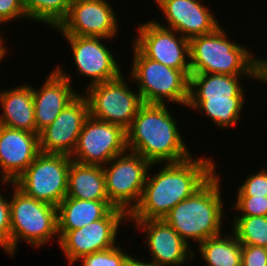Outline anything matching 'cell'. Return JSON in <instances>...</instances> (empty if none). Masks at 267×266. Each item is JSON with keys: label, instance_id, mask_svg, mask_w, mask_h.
I'll use <instances>...</instances> for the list:
<instances>
[{"label": "cell", "instance_id": "6da1fadb", "mask_svg": "<svg viewBox=\"0 0 267 266\" xmlns=\"http://www.w3.org/2000/svg\"><path fill=\"white\" fill-rule=\"evenodd\" d=\"M215 162L212 157L193 155L185 161L163 163V166L152 163L141 200L129 214V220L164 219L174 206L194 195L218 172ZM154 165L161 167L150 173Z\"/></svg>", "mask_w": 267, "mask_h": 266}, {"label": "cell", "instance_id": "7a4b0ae2", "mask_svg": "<svg viewBox=\"0 0 267 266\" xmlns=\"http://www.w3.org/2000/svg\"><path fill=\"white\" fill-rule=\"evenodd\" d=\"M167 104L143 103L126 130L127 148L152 163H178L193 154Z\"/></svg>", "mask_w": 267, "mask_h": 266}, {"label": "cell", "instance_id": "3957f363", "mask_svg": "<svg viewBox=\"0 0 267 266\" xmlns=\"http://www.w3.org/2000/svg\"><path fill=\"white\" fill-rule=\"evenodd\" d=\"M216 173L194 195L179 202L164 217L180 237L192 248L208 238L222 234L225 216L220 174ZM224 216V217H223ZM192 241V242H190ZM192 245V246H191Z\"/></svg>", "mask_w": 267, "mask_h": 266}, {"label": "cell", "instance_id": "277c9868", "mask_svg": "<svg viewBox=\"0 0 267 266\" xmlns=\"http://www.w3.org/2000/svg\"><path fill=\"white\" fill-rule=\"evenodd\" d=\"M226 30L220 25L189 40L191 74L257 75L258 56L250 47L230 39Z\"/></svg>", "mask_w": 267, "mask_h": 266}, {"label": "cell", "instance_id": "5b68a950", "mask_svg": "<svg viewBox=\"0 0 267 266\" xmlns=\"http://www.w3.org/2000/svg\"><path fill=\"white\" fill-rule=\"evenodd\" d=\"M12 194L9 197L11 232L10 257L14 258L19 242H25L32 248L44 247L56 239L59 243L57 206L38 201L18 189L13 183L2 182ZM13 187V188H12ZM11 198V199H10ZM56 236V237H55ZM55 237V238H54Z\"/></svg>", "mask_w": 267, "mask_h": 266}, {"label": "cell", "instance_id": "8992f818", "mask_svg": "<svg viewBox=\"0 0 267 266\" xmlns=\"http://www.w3.org/2000/svg\"><path fill=\"white\" fill-rule=\"evenodd\" d=\"M127 80L135 82L143 103L187 105L191 70H177L147 58L134 44Z\"/></svg>", "mask_w": 267, "mask_h": 266}, {"label": "cell", "instance_id": "52a82bcc", "mask_svg": "<svg viewBox=\"0 0 267 266\" xmlns=\"http://www.w3.org/2000/svg\"><path fill=\"white\" fill-rule=\"evenodd\" d=\"M71 161L68 155L40 152L13 184L38 201L58 206L67 196Z\"/></svg>", "mask_w": 267, "mask_h": 266}, {"label": "cell", "instance_id": "ba28073f", "mask_svg": "<svg viewBox=\"0 0 267 266\" xmlns=\"http://www.w3.org/2000/svg\"><path fill=\"white\" fill-rule=\"evenodd\" d=\"M125 77L122 73L114 80L92 85L81 92L88 101L90 116L127 130L143 102L137 88L132 89Z\"/></svg>", "mask_w": 267, "mask_h": 266}, {"label": "cell", "instance_id": "9c48e42d", "mask_svg": "<svg viewBox=\"0 0 267 266\" xmlns=\"http://www.w3.org/2000/svg\"><path fill=\"white\" fill-rule=\"evenodd\" d=\"M151 163L127 150L103 166L109 202L128 215L139 204Z\"/></svg>", "mask_w": 267, "mask_h": 266}, {"label": "cell", "instance_id": "30bf717a", "mask_svg": "<svg viewBox=\"0 0 267 266\" xmlns=\"http://www.w3.org/2000/svg\"><path fill=\"white\" fill-rule=\"evenodd\" d=\"M129 224V215L122 209L113 208L104 218L80 229L58 230V246L64 253L68 266H73L81 257L118 245L117 238L122 223Z\"/></svg>", "mask_w": 267, "mask_h": 266}, {"label": "cell", "instance_id": "8fae6325", "mask_svg": "<svg viewBox=\"0 0 267 266\" xmlns=\"http://www.w3.org/2000/svg\"><path fill=\"white\" fill-rule=\"evenodd\" d=\"M127 150V134L123 127L89 115L70 157L80 164L103 167Z\"/></svg>", "mask_w": 267, "mask_h": 266}, {"label": "cell", "instance_id": "7c38bea8", "mask_svg": "<svg viewBox=\"0 0 267 266\" xmlns=\"http://www.w3.org/2000/svg\"><path fill=\"white\" fill-rule=\"evenodd\" d=\"M66 39L71 56L76 66L77 74L84 78H90L86 88L92 85L107 82L118 78L122 72V66L118 63V56L113 53L107 43L114 39L91 36L61 35ZM110 49V50H109ZM117 59V60H116Z\"/></svg>", "mask_w": 267, "mask_h": 266}, {"label": "cell", "instance_id": "4fadbf2b", "mask_svg": "<svg viewBox=\"0 0 267 266\" xmlns=\"http://www.w3.org/2000/svg\"><path fill=\"white\" fill-rule=\"evenodd\" d=\"M136 29L132 44L147 58L177 70H191L189 39L150 19Z\"/></svg>", "mask_w": 267, "mask_h": 266}, {"label": "cell", "instance_id": "5bb4252c", "mask_svg": "<svg viewBox=\"0 0 267 266\" xmlns=\"http://www.w3.org/2000/svg\"><path fill=\"white\" fill-rule=\"evenodd\" d=\"M108 0H72L65 20L54 29L61 35L116 39L119 18Z\"/></svg>", "mask_w": 267, "mask_h": 266}, {"label": "cell", "instance_id": "9a60e30c", "mask_svg": "<svg viewBox=\"0 0 267 266\" xmlns=\"http://www.w3.org/2000/svg\"><path fill=\"white\" fill-rule=\"evenodd\" d=\"M129 222L134 223L138 232H145L144 245L150 253L149 261L155 266H184L196 257L194 249L197 248H191L163 219Z\"/></svg>", "mask_w": 267, "mask_h": 266}, {"label": "cell", "instance_id": "2e32d148", "mask_svg": "<svg viewBox=\"0 0 267 266\" xmlns=\"http://www.w3.org/2000/svg\"><path fill=\"white\" fill-rule=\"evenodd\" d=\"M88 116V101L81 93L50 125L39 132L40 152L71 156Z\"/></svg>", "mask_w": 267, "mask_h": 266}, {"label": "cell", "instance_id": "e0dca14e", "mask_svg": "<svg viewBox=\"0 0 267 266\" xmlns=\"http://www.w3.org/2000/svg\"><path fill=\"white\" fill-rule=\"evenodd\" d=\"M204 4L203 0H161L157 7L165 19L163 23L155 18L154 20L189 40L209 34L220 26V22L214 17L215 14L208 4Z\"/></svg>", "mask_w": 267, "mask_h": 266}, {"label": "cell", "instance_id": "ac0fdd59", "mask_svg": "<svg viewBox=\"0 0 267 266\" xmlns=\"http://www.w3.org/2000/svg\"><path fill=\"white\" fill-rule=\"evenodd\" d=\"M60 64L47 75L39 88L32 86L36 133L50 125L59 113L72 103L80 91L74 89L72 78Z\"/></svg>", "mask_w": 267, "mask_h": 266}, {"label": "cell", "instance_id": "d6986e66", "mask_svg": "<svg viewBox=\"0 0 267 266\" xmlns=\"http://www.w3.org/2000/svg\"><path fill=\"white\" fill-rule=\"evenodd\" d=\"M39 153V134L0 125V183H13Z\"/></svg>", "mask_w": 267, "mask_h": 266}, {"label": "cell", "instance_id": "ffe728a7", "mask_svg": "<svg viewBox=\"0 0 267 266\" xmlns=\"http://www.w3.org/2000/svg\"><path fill=\"white\" fill-rule=\"evenodd\" d=\"M0 107V125L36 133L32 85L1 89Z\"/></svg>", "mask_w": 267, "mask_h": 266}, {"label": "cell", "instance_id": "44dd1931", "mask_svg": "<svg viewBox=\"0 0 267 266\" xmlns=\"http://www.w3.org/2000/svg\"><path fill=\"white\" fill-rule=\"evenodd\" d=\"M243 77L257 81V75L190 74L188 100H230V97H246V89L243 87L245 85L241 82Z\"/></svg>", "mask_w": 267, "mask_h": 266}, {"label": "cell", "instance_id": "7402d4cb", "mask_svg": "<svg viewBox=\"0 0 267 266\" xmlns=\"http://www.w3.org/2000/svg\"><path fill=\"white\" fill-rule=\"evenodd\" d=\"M113 208L109 200L65 197L57 206L58 230H75L104 218Z\"/></svg>", "mask_w": 267, "mask_h": 266}, {"label": "cell", "instance_id": "603a6c76", "mask_svg": "<svg viewBox=\"0 0 267 266\" xmlns=\"http://www.w3.org/2000/svg\"><path fill=\"white\" fill-rule=\"evenodd\" d=\"M81 200H109L102 166L71 161L68 171L67 196Z\"/></svg>", "mask_w": 267, "mask_h": 266}, {"label": "cell", "instance_id": "cb8c5ba5", "mask_svg": "<svg viewBox=\"0 0 267 266\" xmlns=\"http://www.w3.org/2000/svg\"><path fill=\"white\" fill-rule=\"evenodd\" d=\"M245 97H230V100H188L186 108L199 112L210 119L221 131L230 129L240 122L244 111ZM197 110V111H196ZM199 110V111H198Z\"/></svg>", "mask_w": 267, "mask_h": 266}, {"label": "cell", "instance_id": "d4e9b609", "mask_svg": "<svg viewBox=\"0 0 267 266\" xmlns=\"http://www.w3.org/2000/svg\"><path fill=\"white\" fill-rule=\"evenodd\" d=\"M224 232L208 238L197 246V250L208 266H241L242 244L235 235ZM225 234V235H224Z\"/></svg>", "mask_w": 267, "mask_h": 266}, {"label": "cell", "instance_id": "484cf974", "mask_svg": "<svg viewBox=\"0 0 267 266\" xmlns=\"http://www.w3.org/2000/svg\"><path fill=\"white\" fill-rule=\"evenodd\" d=\"M72 0H22L27 18L56 29L69 13Z\"/></svg>", "mask_w": 267, "mask_h": 266}, {"label": "cell", "instance_id": "4316f807", "mask_svg": "<svg viewBox=\"0 0 267 266\" xmlns=\"http://www.w3.org/2000/svg\"><path fill=\"white\" fill-rule=\"evenodd\" d=\"M230 224V231L242 245L267 244V216H235Z\"/></svg>", "mask_w": 267, "mask_h": 266}, {"label": "cell", "instance_id": "83f0119b", "mask_svg": "<svg viewBox=\"0 0 267 266\" xmlns=\"http://www.w3.org/2000/svg\"><path fill=\"white\" fill-rule=\"evenodd\" d=\"M121 247L118 244L113 248L88 254L76 262H80L79 266H124L132 254Z\"/></svg>", "mask_w": 267, "mask_h": 266}, {"label": "cell", "instance_id": "f1b7e54d", "mask_svg": "<svg viewBox=\"0 0 267 266\" xmlns=\"http://www.w3.org/2000/svg\"><path fill=\"white\" fill-rule=\"evenodd\" d=\"M260 169L247 175L243 183L237 187L236 196H267V166Z\"/></svg>", "mask_w": 267, "mask_h": 266}, {"label": "cell", "instance_id": "f546056e", "mask_svg": "<svg viewBox=\"0 0 267 266\" xmlns=\"http://www.w3.org/2000/svg\"><path fill=\"white\" fill-rule=\"evenodd\" d=\"M233 202L231 208L238 212L235 216H267V196H236Z\"/></svg>", "mask_w": 267, "mask_h": 266}, {"label": "cell", "instance_id": "4dcf8cb0", "mask_svg": "<svg viewBox=\"0 0 267 266\" xmlns=\"http://www.w3.org/2000/svg\"><path fill=\"white\" fill-rule=\"evenodd\" d=\"M3 194L2 190H0V248L10 256V202L8 196L6 197Z\"/></svg>", "mask_w": 267, "mask_h": 266}, {"label": "cell", "instance_id": "1f68e13d", "mask_svg": "<svg viewBox=\"0 0 267 266\" xmlns=\"http://www.w3.org/2000/svg\"><path fill=\"white\" fill-rule=\"evenodd\" d=\"M26 19L28 20L22 0H0V24L3 27L13 20L15 22Z\"/></svg>", "mask_w": 267, "mask_h": 266}, {"label": "cell", "instance_id": "d6a6232c", "mask_svg": "<svg viewBox=\"0 0 267 266\" xmlns=\"http://www.w3.org/2000/svg\"><path fill=\"white\" fill-rule=\"evenodd\" d=\"M241 266H267V255L263 247L242 245Z\"/></svg>", "mask_w": 267, "mask_h": 266}, {"label": "cell", "instance_id": "836d02e7", "mask_svg": "<svg viewBox=\"0 0 267 266\" xmlns=\"http://www.w3.org/2000/svg\"><path fill=\"white\" fill-rule=\"evenodd\" d=\"M259 81L267 86V57L261 55L257 58V82Z\"/></svg>", "mask_w": 267, "mask_h": 266}, {"label": "cell", "instance_id": "e575fe53", "mask_svg": "<svg viewBox=\"0 0 267 266\" xmlns=\"http://www.w3.org/2000/svg\"><path fill=\"white\" fill-rule=\"evenodd\" d=\"M145 256H143V260H140V258L137 256H134L133 254L128 258L124 266H155L152 262L148 261L147 258L144 259Z\"/></svg>", "mask_w": 267, "mask_h": 266}, {"label": "cell", "instance_id": "d590c367", "mask_svg": "<svg viewBox=\"0 0 267 266\" xmlns=\"http://www.w3.org/2000/svg\"><path fill=\"white\" fill-rule=\"evenodd\" d=\"M1 27H2V25L0 24V28ZM1 29H0V63H1V61L5 60L4 57L7 58L6 54L9 53L8 51H10V50H8L10 47L6 46L7 44L5 43V38L3 37L5 35H3V33H2L5 30V28L2 27Z\"/></svg>", "mask_w": 267, "mask_h": 266}, {"label": "cell", "instance_id": "8d00e7d4", "mask_svg": "<svg viewBox=\"0 0 267 266\" xmlns=\"http://www.w3.org/2000/svg\"><path fill=\"white\" fill-rule=\"evenodd\" d=\"M263 248H264V251H265V253H266V255H267V244L264 245Z\"/></svg>", "mask_w": 267, "mask_h": 266}, {"label": "cell", "instance_id": "74e56055", "mask_svg": "<svg viewBox=\"0 0 267 266\" xmlns=\"http://www.w3.org/2000/svg\"><path fill=\"white\" fill-rule=\"evenodd\" d=\"M155 4L157 5L161 0H153Z\"/></svg>", "mask_w": 267, "mask_h": 266}]
</instances>
